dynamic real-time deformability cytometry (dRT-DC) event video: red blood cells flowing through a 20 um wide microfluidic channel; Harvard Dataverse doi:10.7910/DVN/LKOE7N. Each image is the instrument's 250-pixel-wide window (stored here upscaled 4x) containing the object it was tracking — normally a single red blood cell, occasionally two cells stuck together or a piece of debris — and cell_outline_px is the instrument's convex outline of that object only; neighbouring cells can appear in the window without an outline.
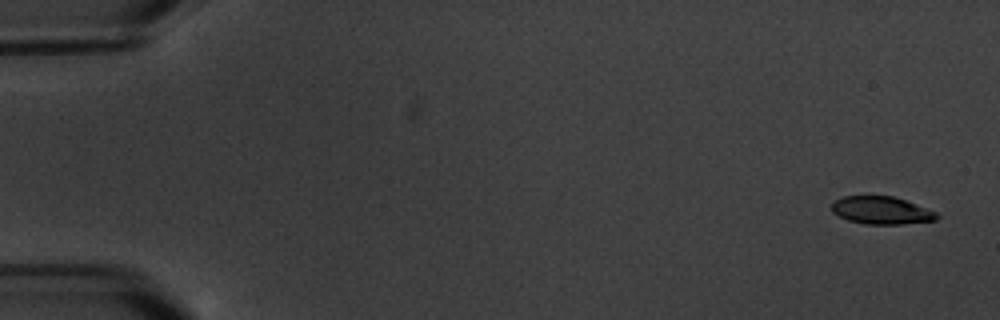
{"species": "common noctule bat (a hibernating species)", "species_latin": "Nyctalus noctula", "temperature_condition": "warm", "stored_images_in_passage": 6, "camera_frame_rate_fps": 3000, "um_per_image_px": 0.085, "animal": {"sex": "male", "body_mass_g": 20.1, "forearm_length_mm": 53.5}, "frame": {"image": 1, "passage_image": 1, "time_ms": 0.0, "image_size_px": [1000, 320], "cell_outline_px": [[940, 216], [936, 220], [900, 224], [864, 224], [848, 220], [832, 212], [832, 204], [836, 200], [844, 196], [892, 196], [916, 204], [936, 212]], "centroid_in_image_um": [74.92, 17.89], "position_along_channel_um": 10.1, "area_um2": 16.76}}
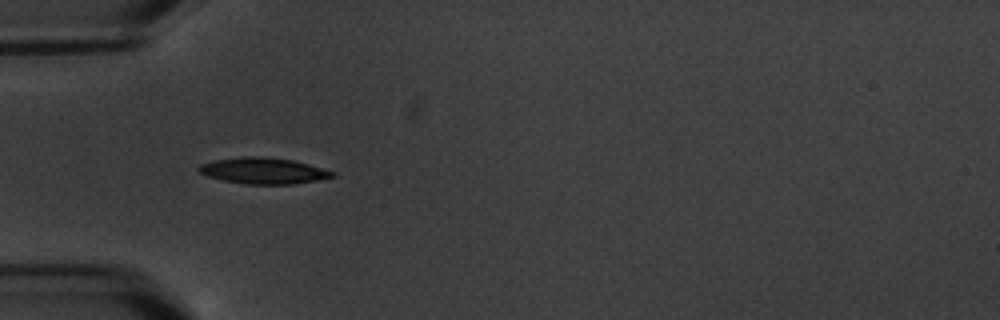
{"frame": {"image": 2, "passage_image": 5, "time_ms": 5.667, "image_size_px": [1000, 320], "cell_outline_px": [[336, 176], [316, 180], [292, 184], [248, 184], [224, 180], [208, 176], [200, 172], [196, 168], [200, 164], [212, 160], [240, 156], [264, 156], [292, 160], [308, 164], [336, 172]], "centroid_in_image_um": [22.37, 14.5], "position_along_channel_um": 62.6, "area_um2": 20.35}}